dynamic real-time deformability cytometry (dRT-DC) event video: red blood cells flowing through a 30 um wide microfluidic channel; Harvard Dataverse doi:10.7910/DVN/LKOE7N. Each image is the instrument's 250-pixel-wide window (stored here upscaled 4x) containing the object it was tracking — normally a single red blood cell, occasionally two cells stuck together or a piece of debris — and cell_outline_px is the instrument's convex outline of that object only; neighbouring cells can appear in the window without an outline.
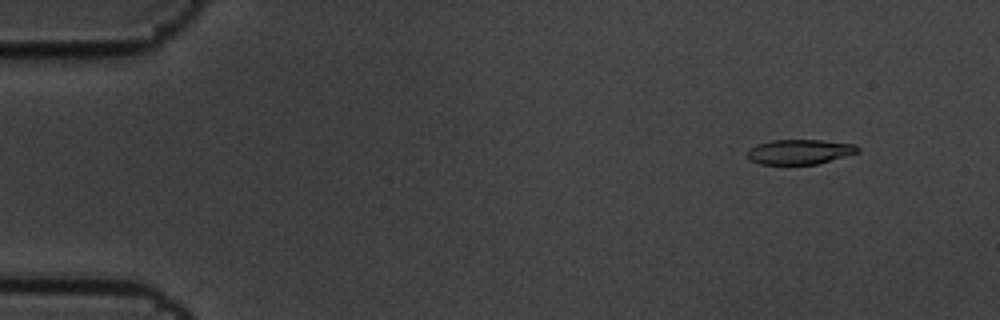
{"species": "common noctule bat (a hibernating species)", "species_latin": "Nyctalus noctula", "temperature_condition": "cold", "stored_images_in_passage": 11, "camera_frame_rate_fps": 3000, "um_per_image_px": 0.085, "animal": {"sex": "male", "body_mass_g": 19.5, "forearm_length_mm": 54.6}, "frame": {"image": 1, "passage_image": 2, "time_ms": 0.333, "image_size_px": [1000, 320], "cell_outline_px": [[860, 152], [816, 164], [760, 164], [752, 160], [748, 156], [748, 148], [756, 144], [772, 140], [820, 140], [856, 144], [860, 148]], "centroid_in_image_um": [67.99, 12.89], "position_along_channel_um": 17.0, "area_um2": 15.95}}
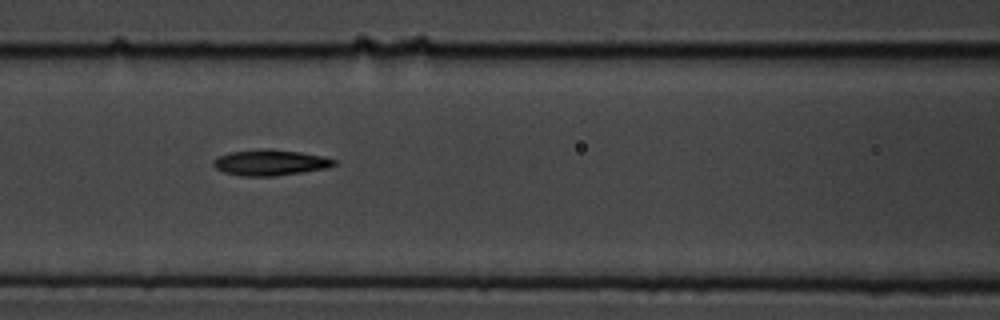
{"frame": {"image": 2, "passage_image": 7, "time_ms": 2.0, "image_size_px": [1000, 320], "cell_outline_px": [[336, 164], [328, 168], [276, 176], [240, 176], [224, 172], [216, 168], [212, 164], [212, 160], [216, 156], [228, 152], [264, 148], [268, 148], [300, 152], [324, 156], [336, 160]], "centroid_in_image_um": [22.94, 13.81], "position_along_channel_um": 143.7, "area_um2": 18.44}}
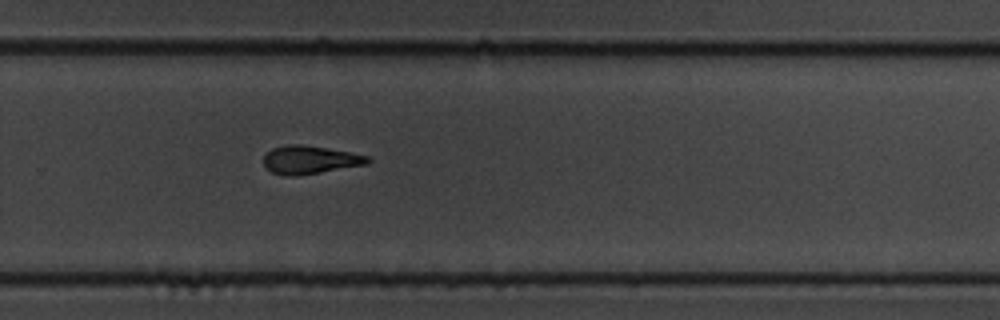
{"frame": {"image": 3, "passage_image": 11, "time_ms": 3.333, "image_size_px": [1000, 320], "cell_outline_px": [[372, 160], [368, 164], [296, 176], [284, 176], [272, 172], [264, 164], [264, 156], [272, 148], [288, 144], [300, 144], [348, 152], [368, 156]], "centroid_in_image_um": [26.34, 13.59], "position_along_channel_um": 303.5, "area_um2": 16.88}}